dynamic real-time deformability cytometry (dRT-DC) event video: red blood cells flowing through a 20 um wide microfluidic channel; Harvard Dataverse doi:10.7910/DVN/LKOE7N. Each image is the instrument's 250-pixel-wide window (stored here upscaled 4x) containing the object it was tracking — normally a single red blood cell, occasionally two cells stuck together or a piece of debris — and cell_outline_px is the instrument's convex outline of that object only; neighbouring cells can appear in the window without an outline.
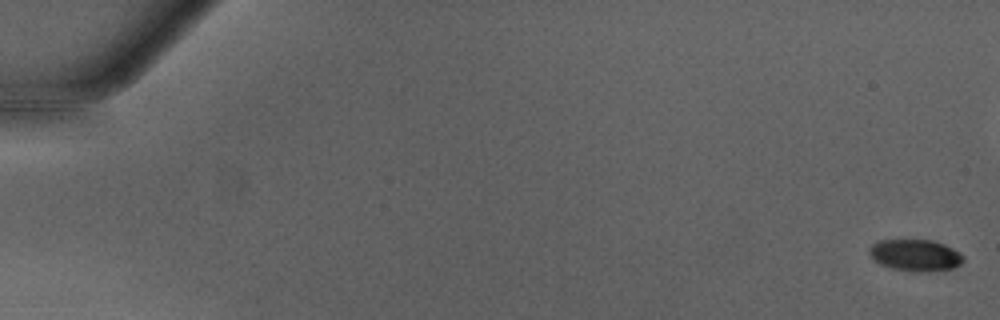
{"species": "Egyptian fruit bat (a non-hibernating species)", "species_latin": "Rousettus aegyptiacus", "temperature_condition": "warm", "stored_images_in_passage": 51, "camera_frame_rate_fps": 3000, "um_per_image_px": 0.085, "animal": {"sex": "male"}, "frame": {"image": 1, "passage_image": 1, "time_ms": 0.0, "image_size_px": [1000, 320], "cell_outline_px": [[964, 260], [960, 264], [952, 268], [920, 272], [892, 268], [880, 264], [868, 252], [868, 248], [872, 244], [880, 240], [932, 240], [944, 244], [960, 252], [964, 256]], "centroid_in_image_um": [77.81, 21.68], "position_along_channel_um": 7.2, "area_um2": 17.17}}
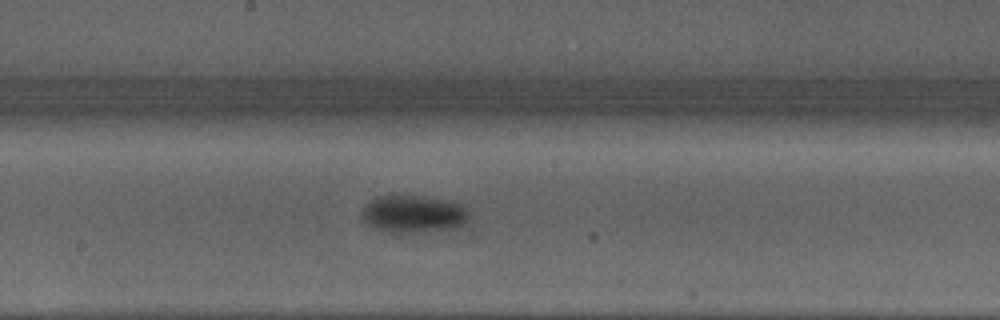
{"frame": {"image": 2, "passage_image": 28, "time_ms": 9.0, "image_size_px": [1000, 320], "cell_outline_px": [[468, 216], [464, 224], [456, 228], [400, 236], [376, 228], [368, 224], [364, 220], [364, 204], [380, 196], [392, 192], [424, 196], [452, 200], [464, 204], [468, 212]], "centroid_in_image_um": [35.17, 18.18], "position_along_channel_um": 213.0, "area_um2": 24.62}}
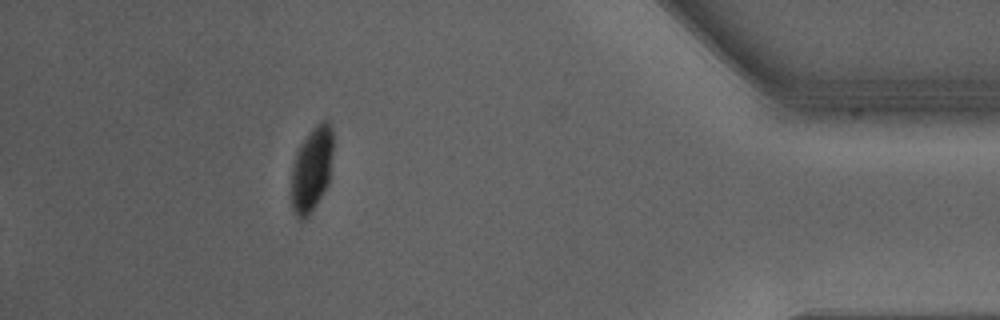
{"frame": {"image": 3, "passage_image": 51, "time_ms": 16.667, "image_size_px": [1000, 320], "cell_outline_px": [[332, 152], [328, 184], [312, 212], [304, 220], [300, 220], [296, 216], [292, 208], [292, 164], [296, 152], [300, 144], [308, 132], [320, 120], [328, 120], [332, 128]], "centroid_in_image_um": [26.49, 14.37], "position_along_channel_um": 408.7, "area_um2": 20.75}, "authors_computed_cell_mechanics": {"area_um2": 20.9236, "velocity_mm_per_s": 4.2829, "shape_relaxation_time_tau1_ms": 3.32, "shape_relaxation_time_tau2_ms": null, "deformation_change_tau1": 0.1496, "deformation_change_tau2": null}}